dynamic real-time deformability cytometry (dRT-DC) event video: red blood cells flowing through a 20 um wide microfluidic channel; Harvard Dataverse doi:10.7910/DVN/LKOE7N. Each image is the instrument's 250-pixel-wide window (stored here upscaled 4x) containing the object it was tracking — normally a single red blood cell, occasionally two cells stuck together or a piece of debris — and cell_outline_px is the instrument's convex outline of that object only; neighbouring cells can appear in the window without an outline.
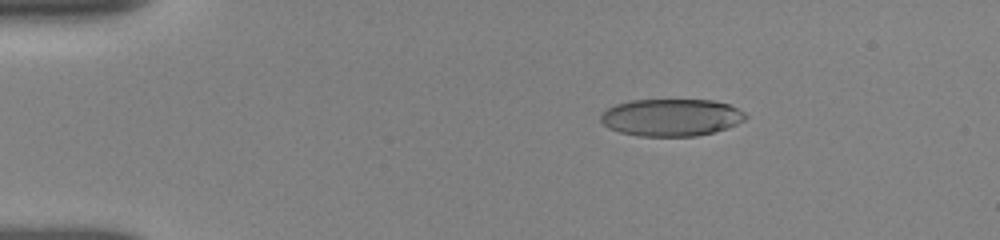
{"species": "human", "species_latin": "Homo sapiens", "temperature_condition": "room temperature", "stored_images_in_passage": 50, "camera_frame_rate_fps": 3000, "um_per_image_px": 0.085, "donor": {"sex": "female"}, "frame": {"image": 1, "passage_image": 13, "time_ms": 2.667, "image_size_px": [1000, 240], "cell_outline_px": [[748, 116], [744, 120], [728, 128], [696, 136], [640, 136], [620, 132], [608, 128], [600, 120], [600, 112], [616, 104], [632, 100], [712, 100], [728, 104], [744, 112]], "centroid_in_image_um": [57.03, 9.98], "position_along_channel_um": 28.0, "area_um2": 31.44}}
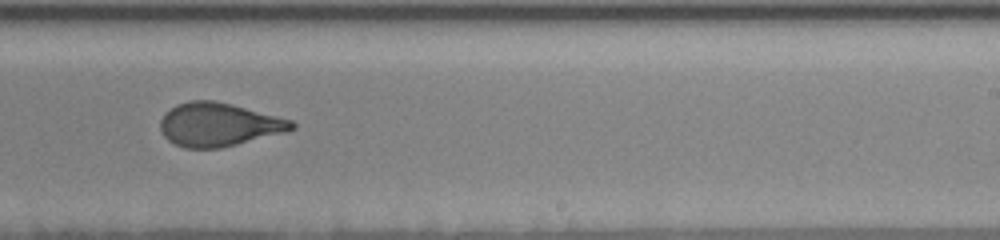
{"frame": {"image": 2, "passage_image": 32, "time_ms": 10.667, "image_size_px": [1000, 240], "cell_outline_px": [[296, 128], [288, 132], [220, 148], [184, 148], [168, 140], [164, 136], [160, 128], [160, 120], [164, 112], [176, 104], [192, 100], [212, 100], [232, 104], [292, 120], [296, 124]], "centroid_in_image_um": [18.59, 10.59], "position_along_channel_um": 270.4, "area_um2": 33.47}}
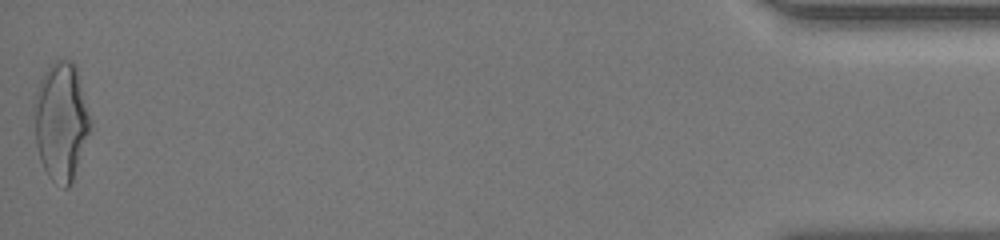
{"frame": {"image": 3, "passage_image": 50, "time_ms": 17.0, "image_size_px": [1000, 240], "cell_outline_px": [[92, 124], [72, 180], [68, 188], [64, 188], [52, 180], [48, 176], [40, 160], [36, 144], [32, 104], [40, 80], [48, 64], [56, 60], [68, 60], [76, 64], [92, 120]], "centroid_in_image_um": [5.18, 10.26], "position_along_channel_um": 430.0, "area_um2": 39.02}, "authors_computed_cell_mechanics": {"area_um2": 33.4662, "velocity_mm_per_s": 3.8807, "shape_relaxation_time_tau1_ms": 7.4672, "shape_relaxation_time_tau2_ms": 1.0714, "deformation_change_tau1": 0.2307, "deformation_change_tau2": 0.0858}}